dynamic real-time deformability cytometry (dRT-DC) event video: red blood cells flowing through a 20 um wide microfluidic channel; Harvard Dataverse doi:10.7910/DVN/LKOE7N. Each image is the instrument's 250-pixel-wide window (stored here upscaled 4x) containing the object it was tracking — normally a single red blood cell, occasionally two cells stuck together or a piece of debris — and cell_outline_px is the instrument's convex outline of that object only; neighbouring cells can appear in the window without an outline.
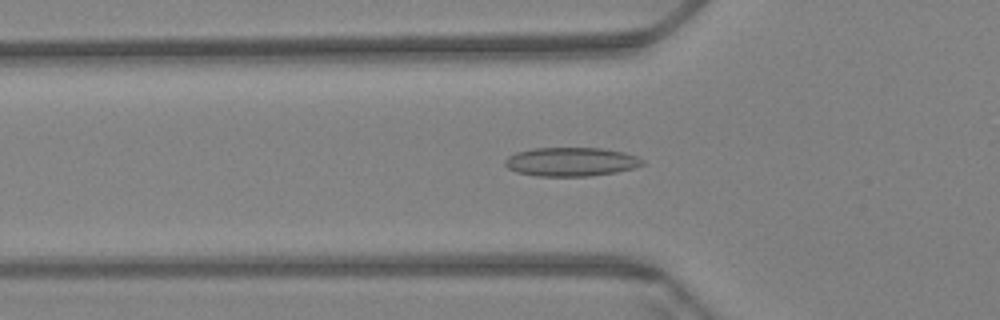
{"species": "Egyptian fruit bat (a non-hibernating species)", "species_latin": "Rousettus aegyptiacus", "temperature_condition": "warm", "stored_images_in_passage": 61, "camera_frame_rate_fps": 3000, "um_per_image_px": 0.085, "animal": {"sex": "female"}, "frame": {"image": 1, "passage_image": 21, "time_ms": 6.667, "image_size_px": [1000, 320], "cell_outline_px": [[644, 164], [632, 168], [616, 172], [588, 176], [536, 176], [516, 172], [508, 168], [504, 164], [504, 160], [508, 156], [516, 152], [532, 148], [604, 148], [624, 152], [636, 156], [644, 160]], "centroid_in_image_um": [48.52, 13.75], "position_along_channel_um": 77.3, "area_um2": 23.18}}
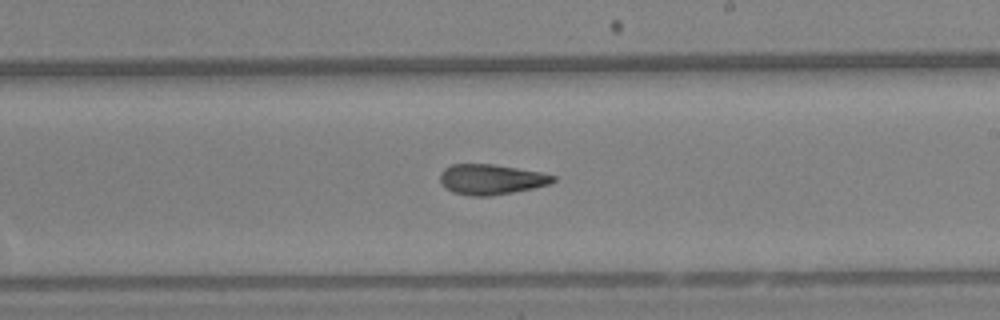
{"frame": {"image": 2, "passage_image": 36, "time_ms": 11.667, "image_size_px": [1000, 320], "cell_outline_px": [[556, 180], [548, 184], [532, 188], [512, 192], [488, 196], [472, 196], [452, 192], [440, 180], [440, 172], [444, 168], [452, 164], [492, 164], [540, 172], [556, 176]], "centroid_in_image_um": [41.73, 15.24], "position_along_channel_um": 247.3, "area_um2": 19.65}}
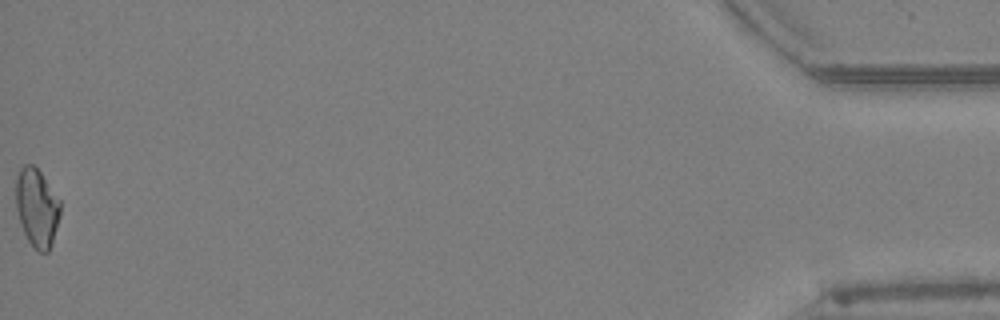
{"frame": {"image": 3, "passage_image": 61, "time_ms": 20.0, "image_size_px": [1000, 320], "cell_outline_px": [[60, 216], [52, 244], [48, 252], [36, 252], [28, 240], [24, 232], [16, 208], [16, 176], [20, 168], [24, 164], [32, 164], [40, 172], [60, 200]], "centroid_in_image_um": [3.14, 17.66], "position_along_channel_um": 432.1, "area_um2": 20.23}, "authors_computed_cell_mechanics": {"area_um2": 20.4034, "velocity_mm_per_s": 3.4064, "shape_relaxation_time_tau1_ms": null, "shape_relaxation_time_tau2_ms": 4.9083, "deformation_change_tau1": null, "deformation_change_tau2": 0.1315}}